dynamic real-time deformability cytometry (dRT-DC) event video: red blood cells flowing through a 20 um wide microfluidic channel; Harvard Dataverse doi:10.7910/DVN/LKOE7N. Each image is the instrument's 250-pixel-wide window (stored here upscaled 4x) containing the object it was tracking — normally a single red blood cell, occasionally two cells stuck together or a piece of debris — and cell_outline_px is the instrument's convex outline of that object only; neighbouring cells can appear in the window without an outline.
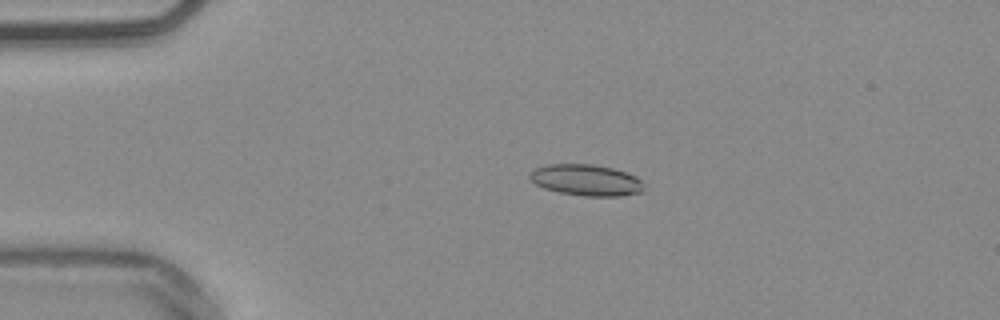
{"species": "common noctule bat (a hibernating species)", "species_latin": "Nyctalus noctula", "temperature_condition": "warm", "stored_images_in_passage": 52, "camera_frame_rate_fps": 3000, "um_per_image_px": 0.085, "animal": {"sex": "male", "body_mass_g": 20.4}, "frame": {"image": 1, "passage_image": 11, "time_ms": 3.333, "image_size_px": [1000, 320], "cell_outline_px": [[644, 192], [620, 196], [584, 196], [560, 192], [544, 188], [536, 184], [528, 176], [536, 168], [548, 164], [592, 164], [612, 168], [636, 176], [640, 180], [644, 188]], "centroid_in_image_um": [49.85, 15.31], "position_along_channel_um": 35.2, "area_um2": 20.63}}
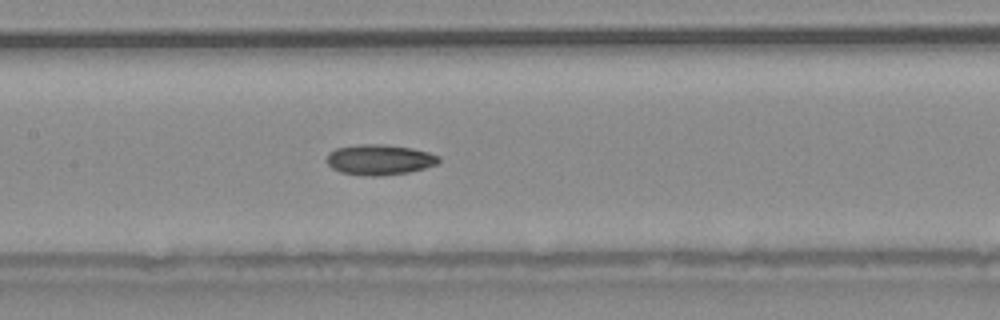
{"frame": {"image": 2, "passage_image": 25, "time_ms": 8.0, "image_size_px": [1000, 320], "cell_outline_px": [[440, 160], [436, 164], [424, 168], [408, 172], [380, 176], [364, 176], [340, 172], [332, 168], [328, 164], [328, 152], [336, 148], [360, 144], [384, 144], [412, 148], [428, 152], [440, 156]], "centroid_in_image_um": [32.25, 13.57], "position_along_channel_um": 175.1, "area_um2": 19.88}}
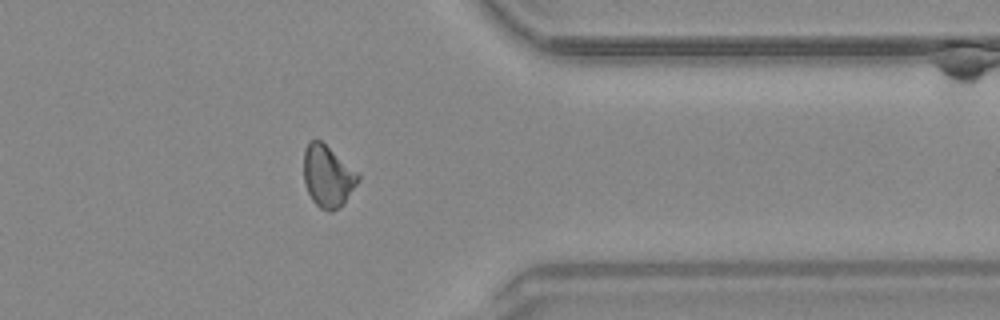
{"frame": {"image": 3, "passage_image": 42, "time_ms": 13.667, "image_size_px": [1000, 320], "cell_outline_px": [[360, 180], [344, 204], [332, 212], [328, 212], [320, 208], [312, 200], [308, 192], [304, 180], [304, 148], [308, 140], [320, 140], [356, 172], [360, 176]], "centroid_in_image_um": [27.84, 15.01], "position_along_channel_um": 383.6, "area_um2": 19.42}, "authors_computed_cell_mechanics": {"area_um2": 19.4208, "velocity_mm_per_s": 3.8554, "shape_relaxation_time_tau1_ms": 10.3758, "shape_relaxation_time_tau2_ms": 6.2707, "deformation_change_tau1": 0.1389, "deformation_change_tau2": 0.1257}}